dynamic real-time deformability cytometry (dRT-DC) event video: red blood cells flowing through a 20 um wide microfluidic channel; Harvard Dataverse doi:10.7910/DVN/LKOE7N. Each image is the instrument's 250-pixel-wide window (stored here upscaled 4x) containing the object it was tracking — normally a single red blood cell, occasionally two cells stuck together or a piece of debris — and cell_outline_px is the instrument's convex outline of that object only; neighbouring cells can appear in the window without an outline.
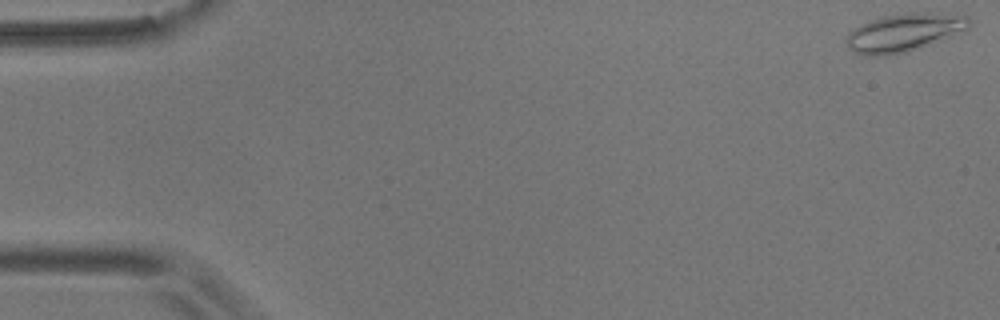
{"species": "common noctule bat (a hibernating species)", "species_latin": "Nyctalus noctula", "temperature_condition": "room temperature", "stored_images_in_passage": 22, "camera_frame_rate_fps": 3000, "um_per_image_px": 0.085, "animal": {"sex": "male", "body_mass_g": 17.9}, "frame": {"image": 1, "passage_image": 1, "time_ms": 0.0, "image_size_px": [1000, 320], "cell_outline_px": [[972, 24], [968, 28], [952, 36], [904, 52], [888, 56], [864, 56], [852, 52], [848, 48], [844, 40], [848, 32], [852, 28], [860, 24], [884, 16], [904, 12], [928, 12], [968, 16], [972, 20]], "centroid_in_image_um": [76.79, 2.76], "position_along_channel_um": 8.2, "area_um2": 27.51}}
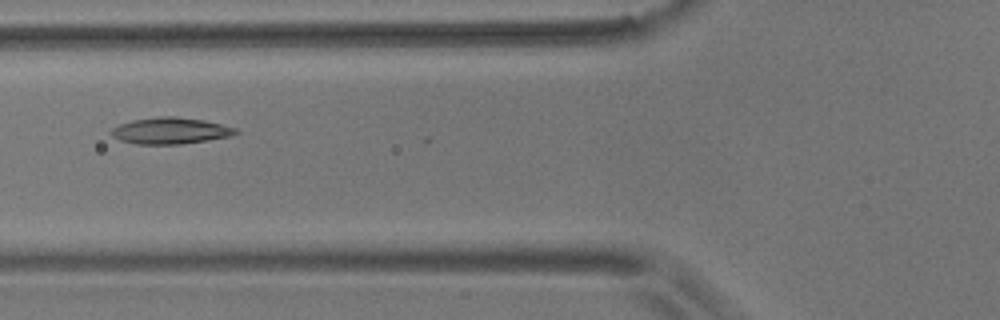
{"frame": {"image": 2, "passage_image": 21, "time_ms": 6.667, "image_size_px": [1000, 320], "cell_outline_px": [[240, 132], [232, 136], [208, 140], [180, 144], [136, 144], [120, 140], [112, 136], [112, 128], [120, 124], [132, 120], [160, 116], [176, 116], [204, 120], [236, 128]], "centroid_in_image_um": [14.51, 11.11], "position_along_channel_um": 111.3, "area_um2": 19.13}}